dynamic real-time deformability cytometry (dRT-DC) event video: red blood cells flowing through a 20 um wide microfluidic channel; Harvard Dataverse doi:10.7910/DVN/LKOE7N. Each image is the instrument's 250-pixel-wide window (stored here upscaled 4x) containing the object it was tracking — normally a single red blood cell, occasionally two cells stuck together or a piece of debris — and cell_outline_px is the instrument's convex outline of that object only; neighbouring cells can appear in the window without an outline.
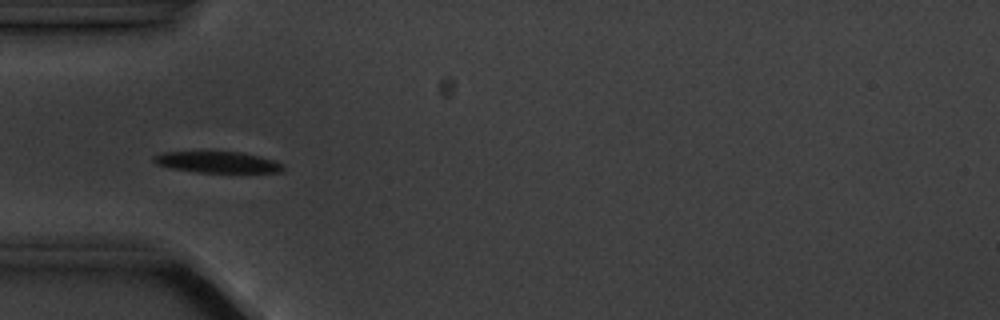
{"species": "common noctule bat (a hibernating species)", "species_latin": "Nyctalus noctula", "temperature_condition": "cold", "stored_images_in_passage": 6, "camera_frame_rate_fps": 3000, "um_per_image_px": 0.085, "animal": {"sex": "male", "body_mass_g": 20.1, "forearm_length_mm": 53.5}, "frame": {"image": 1, "passage_image": 4, "time_ms": 4.333, "image_size_px": [1000, 320], "cell_outline_px": [[284, 168], [280, 172], [196, 172], [168, 168], [156, 164], [152, 160], [152, 156], [164, 152], [240, 152], [260, 156], [284, 164]], "centroid_in_image_um": [18.44, 13.79], "position_along_channel_um": 66.6, "area_um2": 15.95}}
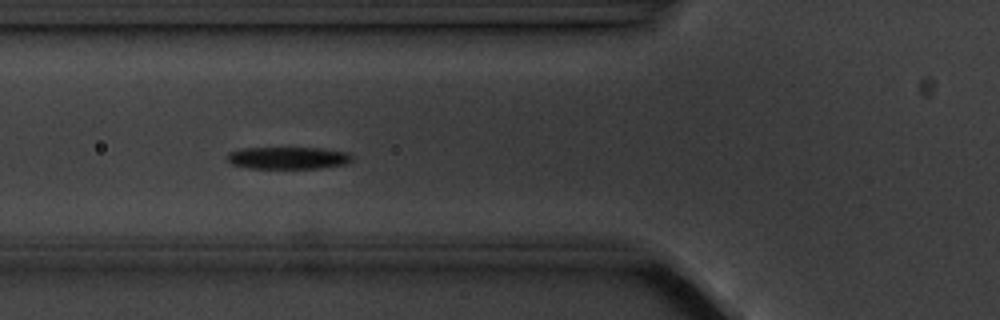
{"frame": {"image": 2, "passage_image": 5, "time_ms": 5.333, "image_size_px": [1000, 320], "cell_outline_px": [[352, 160], [348, 164], [320, 168], [248, 168], [232, 164], [224, 156], [228, 152], [240, 148], [324, 148], [348, 152], [352, 156]], "centroid_in_image_um": [24.48, 13.42], "position_along_channel_um": 101.3, "area_um2": 16.36}}
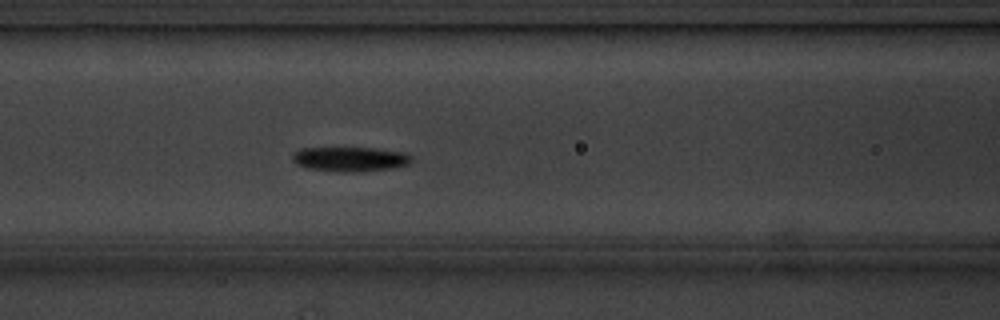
{"frame": {"image": 3, "passage_image": 6, "time_ms": 6.333, "image_size_px": [1000, 320], "cell_outline_px": [[412, 160], [408, 164], [392, 168], [356, 172], [340, 172], [304, 168], [296, 164], [292, 160], [292, 156], [300, 148], [376, 148], [404, 152], [412, 156]], "centroid_in_image_um": [29.75, 13.53], "position_along_channel_um": 136.9, "area_um2": 17.17}}